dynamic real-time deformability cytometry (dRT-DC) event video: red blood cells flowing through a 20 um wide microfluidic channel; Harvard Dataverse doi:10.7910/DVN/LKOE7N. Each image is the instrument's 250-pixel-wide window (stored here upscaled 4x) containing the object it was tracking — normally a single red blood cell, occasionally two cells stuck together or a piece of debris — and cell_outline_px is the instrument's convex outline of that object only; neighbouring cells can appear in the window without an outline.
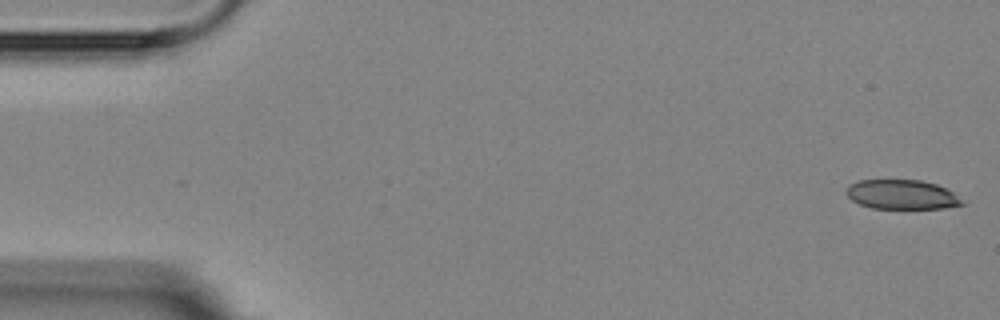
{"species": "Egyptian fruit bat (a non-hibernating species)", "species_latin": "Rousettus aegyptiacus", "temperature_condition": "room temperature", "stored_images_in_passage": 5, "camera_frame_rate_fps": 3000, "um_per_image_px": 0.085, "animal": {"sex": "female"}, "frame": {"image": 1, "passage_image": 1, "time_ms": 0.0, "image_size_px": [1000, 320], "cell_outline_px": [[964, 204], [944, 208], [872, 208], [860, 204], [852, 200], [844, 192], [848, 184], [860, 180], [920, 180], [936, 184], [952, 192]], "centroid_in_image_um": [76.58, 16.53], "position_along_channel_um": 8.4, "area_um2": 19.65}}